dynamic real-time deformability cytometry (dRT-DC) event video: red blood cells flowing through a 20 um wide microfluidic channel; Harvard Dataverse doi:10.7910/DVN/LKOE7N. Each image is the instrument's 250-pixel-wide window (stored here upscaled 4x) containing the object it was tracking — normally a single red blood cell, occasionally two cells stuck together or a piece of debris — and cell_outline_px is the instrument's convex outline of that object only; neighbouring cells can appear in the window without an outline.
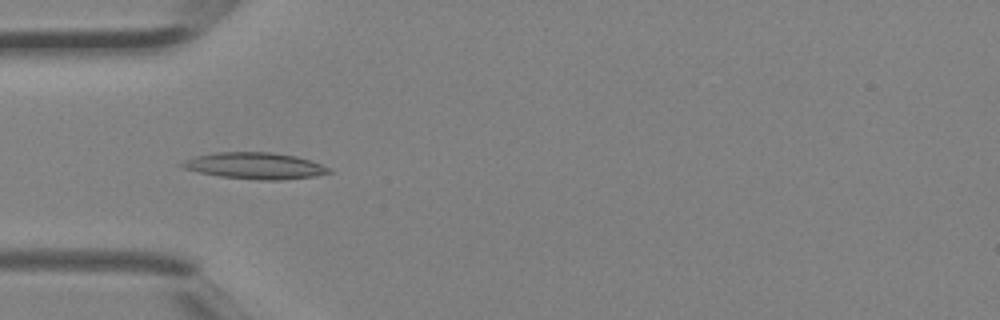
{"species": "Egyptian fruit bat (a non-hibernating species)", "species_latin": "Rousettus aegyptiacus", "temperature_condition": "room temperature", "stored_images_in_passage": 5, "camera_frame_rate_fps": 3000, "um_per_image_px": 0.085, "animal": {"sex": "female"}, "frame": {"image": 1, "passage_image": 4, "time_ms": 1.0, "image_size_px": [1000, 320], "cell_outline_px": [[332, 172], [316, 176], [280, 180], [260, 180], [220, 176], [200, 172], [184, 168], [180, 164], [184, 160], [196, 156], [216, 152], [272, 152], [296, 156], [320, 164], [328, 168]], "centroid_in_image_um": [21.67, 14.09], "position_along_channel_um": 63.3, "area_um2": 22.37}}
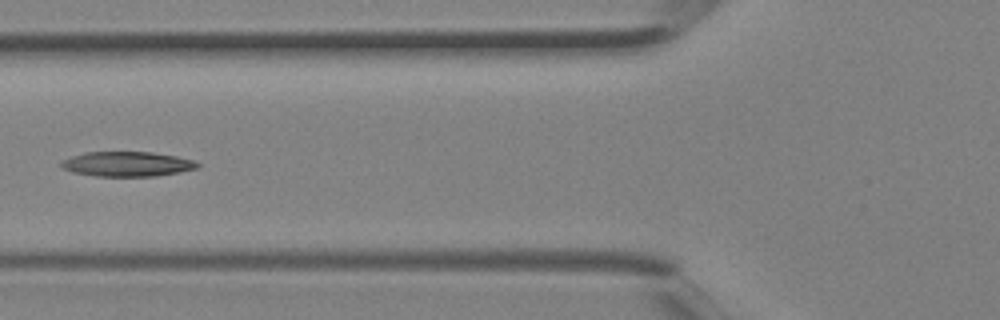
{"frame": {"image": 2, "passage_image": 5, "time_ms": 1.333, "image_size_px": [1000, 320], "cell_outline_px": [[200, 164], [196, 168], [180, 172], [156, 176], [96, 176], [72, 172], [60, 168], [60, 164], [64, 160], [72, 156], [84, 152], [152, 152], [176, 156], [196, 160]], "centroid_in_image_um": [10.81, 13.94], "position_along_channel_um": 115.0, "area_um2": 19.77}}